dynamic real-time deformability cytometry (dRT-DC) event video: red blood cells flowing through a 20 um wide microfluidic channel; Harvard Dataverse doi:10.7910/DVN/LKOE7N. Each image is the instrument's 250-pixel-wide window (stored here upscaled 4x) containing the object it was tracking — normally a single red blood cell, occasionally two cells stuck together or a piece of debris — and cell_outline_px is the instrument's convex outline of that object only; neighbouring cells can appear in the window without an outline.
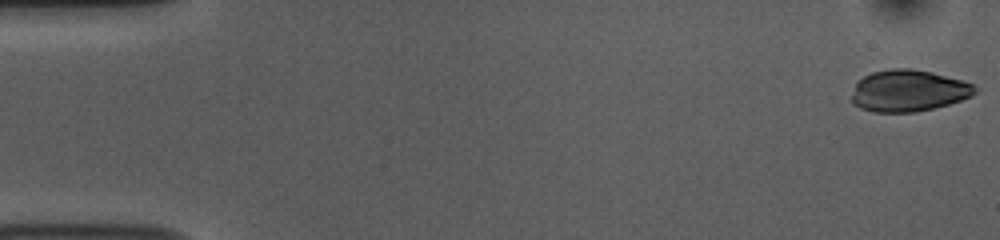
{"species": "common noctule bat (a hibernating species)", "species_latin": "Nyctalus noctula", "temperature_condition": "room temperature", "stored_images_in_passage": 52, "camera_frame_rate_fps": 3000, "um_per_image_px": 0.085, "animal": {"sex": "female", "body_mass_g": 10.0, "forearm_length_mm": 53.1}, "frame": {"image": 1, "passage_image": 1, "time_ms": 0.0, "image_size_px": [1000, 240], "cell_outline_px": [[976, 92], [972, 96], [948, 104], [916, 112], [872, 112], [860, 108], [852, 104], [852, 96], [856, 84], [864, 76], [872, 72], [892, 68], [912, 68], [932, 72], [960, 80], [972, 84], [976, 88]], "centroid_in_image_um": [77.19, 7.71], "position_along_channel_um": 7.8, "area_um2": 29.77}}
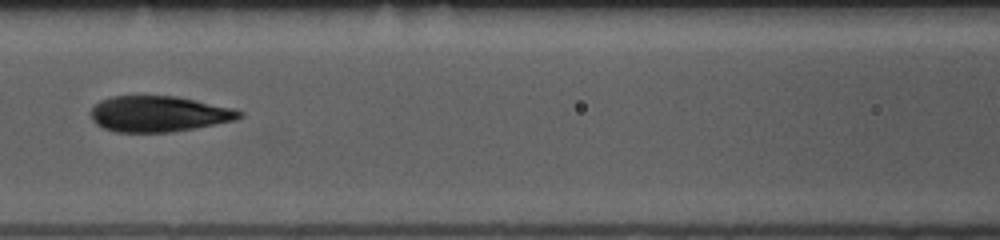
{"frame": {"image": 2, "passage_image": 23, "time_ms": 7.333, "image_size_px": [1000, 240], "cell_outline_px": [[244, 116], [236, 120], [196, 128], [172, 132], [116, 132], [104, 128], [96, 124], [92, 120], [92, 108], [100, 100], [112, 96], [176, 96], [236, 108], [244, 112]], "centroid_in_image_um": [13.55, 9.68], "position_along_channel_um": 153.0, "area_um2": 31.21}}
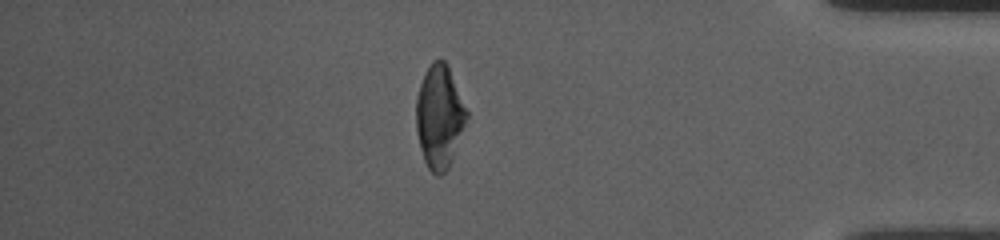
{"frame": {"image": 3, "passage_image": 45, "time_ms": 14.667, "image_size_px": [1000, 240], "cell_outline_px": [[468, 116], [452, 160], [448, 168], [440, 176], [436, 176], [428, 168], [424, 160], [420, 148], [416, 128], [416, 96], [424, 72], [432, 60], [444, 60], [448, 64], [468, 112]], "centroid_in_image_um": [37.34, 9.9], "position_along_channel_um": 397.9, "area_um2": 30.46}}